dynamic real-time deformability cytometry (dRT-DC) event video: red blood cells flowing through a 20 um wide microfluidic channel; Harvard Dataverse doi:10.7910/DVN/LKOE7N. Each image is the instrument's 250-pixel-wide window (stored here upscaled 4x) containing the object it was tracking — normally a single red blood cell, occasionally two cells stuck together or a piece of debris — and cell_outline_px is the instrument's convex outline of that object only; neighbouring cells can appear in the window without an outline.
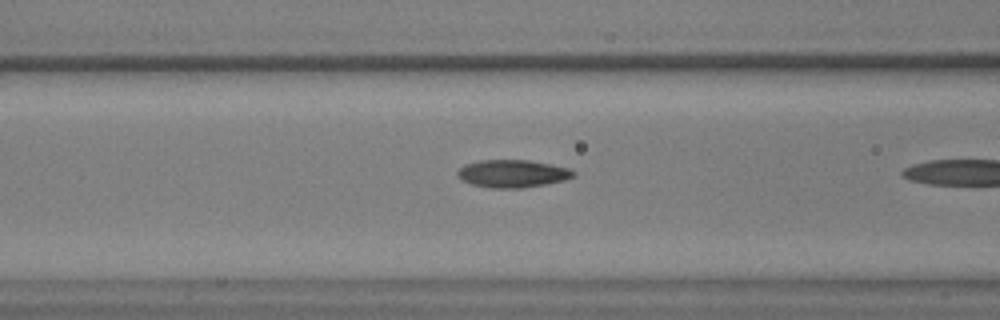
{"species": "common noctule bat (a hibernating species)", "species_latin": "Nyctalus noctula", "temperature_condition": "warm", "stored_images_in_passage": 8, "camera_frame_rate_fps": 3000, "um_per_image_px": 0.085, "animal": {"sex": "male", "body_mass_g": 17.9, "forearm_length_mm": 54.2}, "frame": {"image": 1, "passage_image": 7, "time_ms": 2.0, "image_size_px": [1000, 320], "cell_outline_px": [[576, 176], [564, 180], [544, 184], [520, 188], [488, 188], [472, 184], [460, 180], [456, 176], [456, 172], [464, 164], [480, 160], [528, 160], [572, 168], [576, 172]], "centroid_in_image_um": [43.55, 14.75], "position_along_channel_um": 123.0, "area_um2": 18.9}}